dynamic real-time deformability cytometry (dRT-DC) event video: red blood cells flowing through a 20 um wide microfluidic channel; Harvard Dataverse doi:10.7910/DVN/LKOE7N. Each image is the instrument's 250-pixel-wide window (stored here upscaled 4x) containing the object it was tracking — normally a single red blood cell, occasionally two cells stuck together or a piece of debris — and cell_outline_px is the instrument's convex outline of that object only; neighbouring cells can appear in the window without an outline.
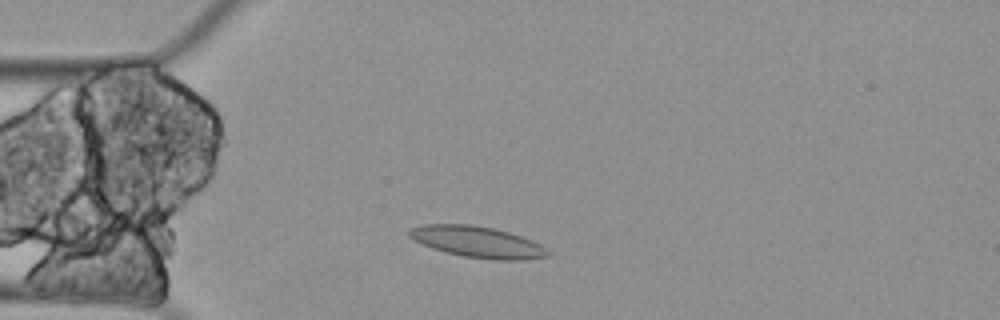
{"species": "Egyptian fruit bat (a non-hibernating species)", "species_latin": "Rousettus aegyptiacus", "temperature_condition": "cold", "stored_images_in_passage": 4, "camera_frame_rate_fps": 3000, "um_per_image_px": 0.085, "animal": {"sex": "female"}, "frame": {"image": 1, "passage_image": 2, "time_ms": 0.333, "image_size_px": [1000, 320], "cell_outline_px": [[552, 252], [548, 256], [524, 260], [492, 260], [464, 256], [432, 248], [408, 236], [408, 232], [412, 228], [424, 224], [472, 224], [496, 228], [532, 240], [540, 244]], "centroid_in_image_um": [40.64, 20.56], "position_along_channel_um": 44.4, "area_um2": 25.14}}
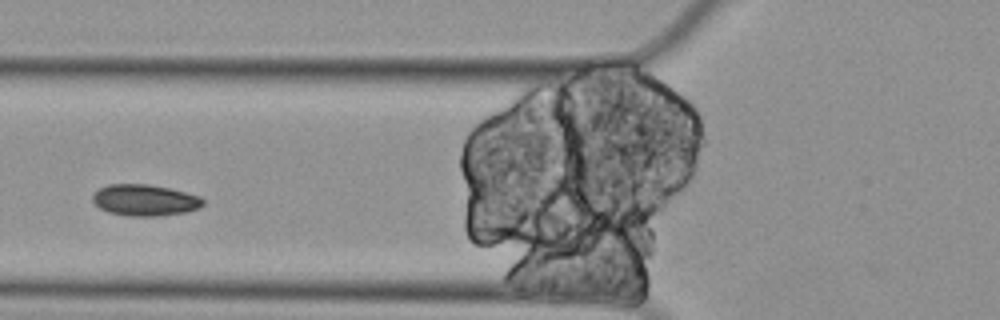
{"frame": {"image": 2, "passage_image": 4, "time_ms": 1.0, "image_size_px": [1000, 320], "cell_outline_px": [[204, 204], [200, 208], [188, 212], [156, 216], [128, 216], [108, 212], [100, 208], [92, 200], [92, 196], [100, 188], [108, 184], [148, 184], [168, 188], [200, 196], [204, 200]], "centroid_in_image_um": [12.33, 17.02], "position_along_channel_um": 113.5, "area_um2": 20.17}}